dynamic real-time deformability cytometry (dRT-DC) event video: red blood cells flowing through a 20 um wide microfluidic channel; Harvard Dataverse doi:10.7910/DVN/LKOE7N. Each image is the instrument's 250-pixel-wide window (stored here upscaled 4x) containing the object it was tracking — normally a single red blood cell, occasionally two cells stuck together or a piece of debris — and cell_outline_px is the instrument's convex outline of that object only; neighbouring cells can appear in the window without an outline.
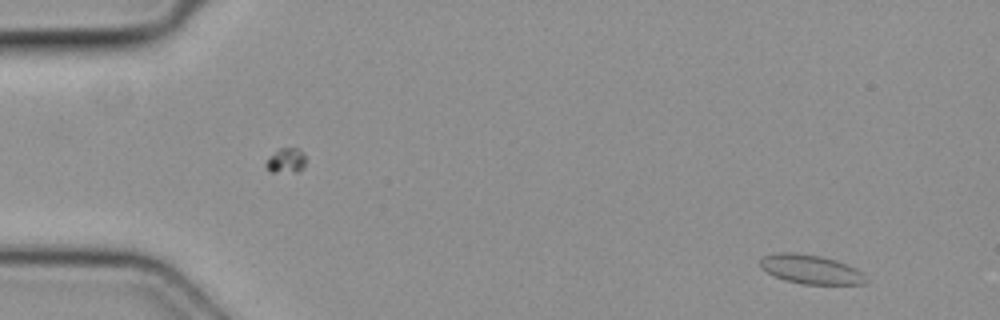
{"species": "common noctule bat (a hibernating species)", "species_latin": "Nyctalus noctula", "temperature_condition": "cold", "stored_images_in_passage": 5, "camera_frame_rate_fps": 3000, "um_per_image_px": 0.085, "animal": {"sex": "female", "body_mass_g": 19.3, "forearm_length_mm": 54.1}, "frame": {"image": 1, "passage_image": 1, "time_ms": 0.0, "image_size_px": [1000, 320], "cell_outline_px": [[868, 280], [864, 284], [800, 284], [784, 280], [760, 268], [760, 260], [764, 256], [772, 252], [796, 252], [820, 256], [836, 260], [856, 268]], "centroid_in_image_um": [68.88, 22.88], "position_along_channel_um": 16.1, "area_um2": 17.98}}